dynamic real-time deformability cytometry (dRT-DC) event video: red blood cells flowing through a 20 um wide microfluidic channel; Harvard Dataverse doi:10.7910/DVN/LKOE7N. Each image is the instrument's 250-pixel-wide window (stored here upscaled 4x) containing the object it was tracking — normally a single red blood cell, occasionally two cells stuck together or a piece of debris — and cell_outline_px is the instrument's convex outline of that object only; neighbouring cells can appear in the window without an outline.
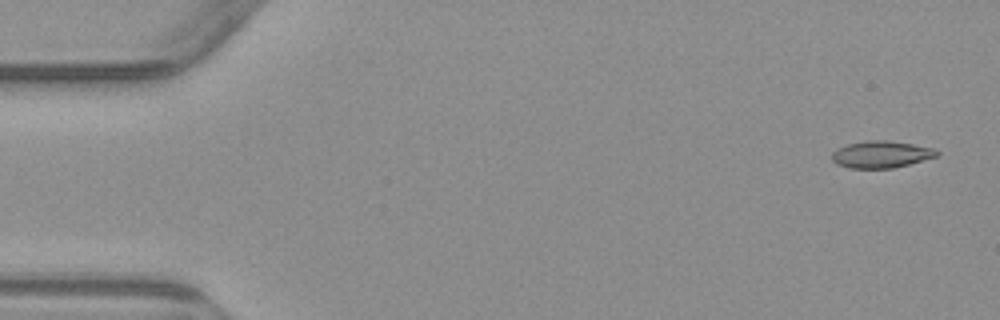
{"species": "common noctule bat (a hibernating species)", "species_latin": "Nyctalus noctula", "temperature_condition": "warm", "stored_images_in_passage": 2, "camera_frame_rate_fps": 3000, "um_per_image_px": 0.085, "animal": {"sex": "male", "body_mass_g": 23.1, "forearm_length_mm": 52.7}, "frame": {"image": 1, "passage_image": 1, "time_ms": 0.0, "image_size_px": [1000, 320], "cell_outline_px": [[940, 152], [936, 156], [908, 164], [892, 168], [848, 168], [836, 164], [832, 160], [832, 152], [836, 148], [848, 144], [868, 140], [888, 140], [936, 148]], "centroid_in_image_um": [74.87, 13.11], "position_along_channel_um": 10.1, "area_um2": 16.47}}